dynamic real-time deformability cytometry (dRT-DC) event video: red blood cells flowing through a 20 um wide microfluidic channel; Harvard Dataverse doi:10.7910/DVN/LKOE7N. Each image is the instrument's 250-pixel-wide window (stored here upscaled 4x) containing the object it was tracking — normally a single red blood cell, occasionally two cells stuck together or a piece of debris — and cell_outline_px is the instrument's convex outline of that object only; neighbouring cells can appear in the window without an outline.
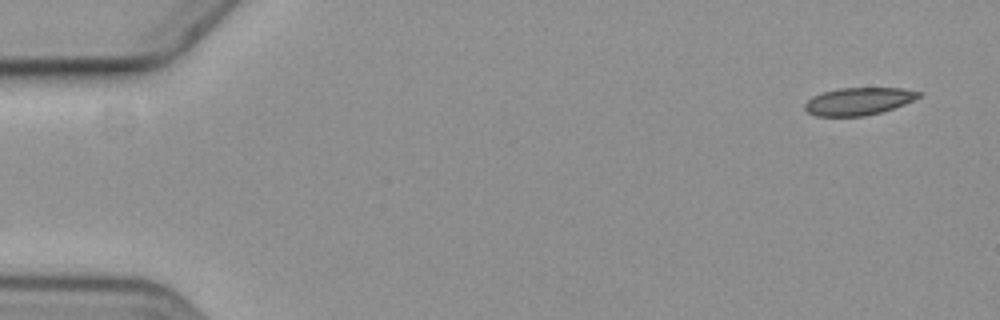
{"species": "common noctule bat (a hibernating species)", "species_latin": "Nyctalus noctula", "temperature_condition": "cold", "stored_images_in_passage": 2, "camera_frame_rate_fps": 3000, "um_per_image_px": 0.085, "animal": {"sex": "female", "body_mass_g": 19.3, "forearm_length_mm": 54.1}, "frame": {"image": 1, "passage_image": 2, "time_ms": 1.333, "image_size_px": [1000, 320], "cell_outline_px": [[924, 96], [904, 104], [880, 112], [864, 116], [816, 116], [808, 112], [804, 108], [804, 104], [812, 96], [824, 92], [840, 88], [904, 88], [924, 92]], "centroid_in_image_um": [73.03, 8.6], "position_along_channel_um": 12.0, "area_um2": 18.32}}